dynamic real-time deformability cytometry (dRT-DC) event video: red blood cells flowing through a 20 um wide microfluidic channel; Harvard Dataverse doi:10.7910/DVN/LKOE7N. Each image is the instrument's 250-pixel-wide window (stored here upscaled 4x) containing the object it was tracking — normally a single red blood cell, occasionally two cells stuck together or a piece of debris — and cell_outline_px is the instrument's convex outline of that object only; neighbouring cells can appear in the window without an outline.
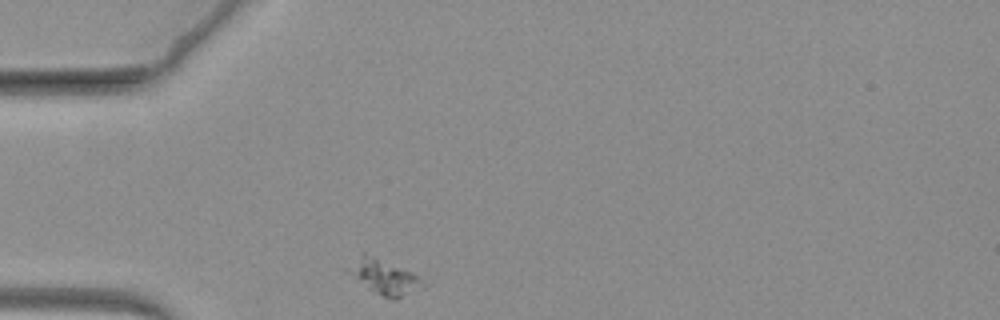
{"species": "common noctule bat (a hibernating species)", "species_latin": "Nyctalus noctula", "temperature_condition": "warm", "stored_images_in_passage": 46, "camera_frame_rate_fps": 3000, "um_per_image_px": 0.085, "animal": {"sex": "female", "body_mass_g": 19.3, "forearm_length_mm": 54.1}, "frame": {"image": 1, "passage_image": 1, "time_ms": 0.0, "image_size_px": [1000, 320], "cell_outline_px": [[428, 284], [424, 288], [396, 300], [392, 300], [368, 288], [348, 272], [344, 268], [360, 252], [364, 252], [412, 272]], "centroid_in_image_um": [32.67, 23.52], "position_along_channel_um": 52.3, "area_um2": 15.32}}
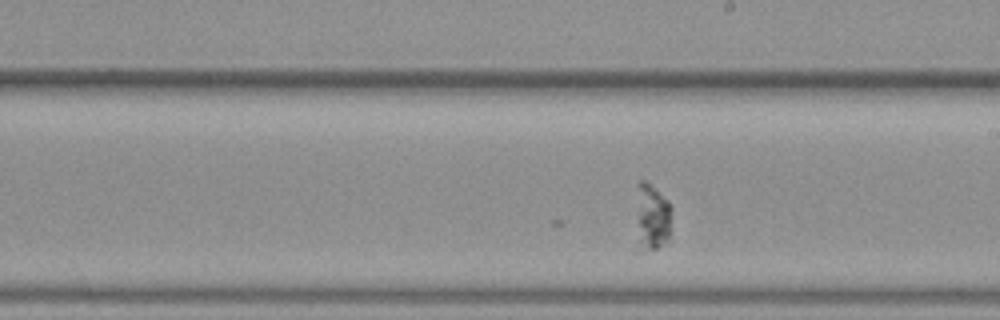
{"frame": {"image": 2, "passage_image": 21, "time_ms": 6.667, "image_size_px": [1000, 320], "cell_outline_px": [[672, 216], [668, 240], [656, 248], [636, 252], [632, 252], [636, 184], [640, 180], [644, 180], [668, 200], [672, 208]], "centroid_in_image_um": [55.28, 18.55], "position_along_channel_um": 233.7, "area_um2": 15.55}}
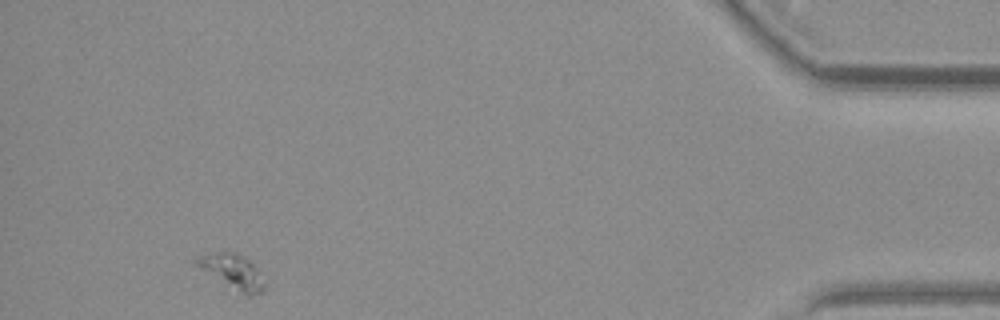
{"frame": {"image": 3, "passage_image": 46, "time_ms": 15.0, "image_size_px": [1000, 320], "cell_outline_px": [[264, 288], [260, 292], [252, 296], [248, 296], [196, 264], [196, 256], [224, 248], [236, 252], [248, 260], [256, 268], [264, 284]], "centroid_in_image_um": [19.76, 22.98], "position_along_channel_um": 415.4, "area_um2": 13.06}}